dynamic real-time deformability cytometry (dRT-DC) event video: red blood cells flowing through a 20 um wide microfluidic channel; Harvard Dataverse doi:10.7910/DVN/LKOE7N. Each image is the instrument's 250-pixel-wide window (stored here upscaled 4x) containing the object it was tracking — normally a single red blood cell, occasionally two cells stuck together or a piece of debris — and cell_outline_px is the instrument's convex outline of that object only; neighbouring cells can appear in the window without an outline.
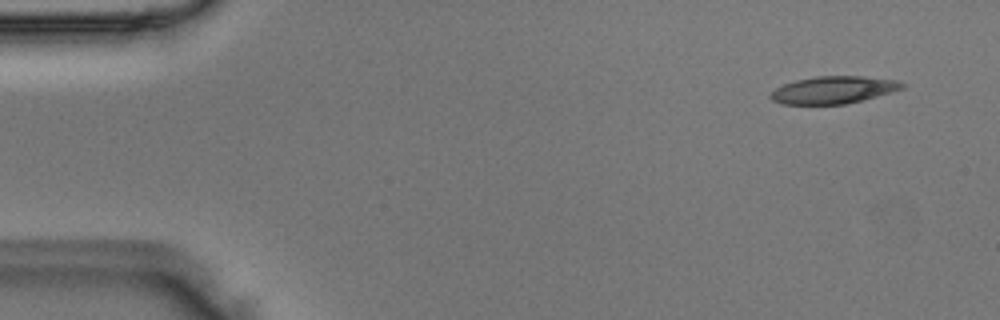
{"species": "Egyptian fruit bat (a non-hibernating species)", "species_latin": "Rousettus aegyptiacus", "temperature_condition": "room temperature", "stored_images_in_passage": 15, "camera_frame_rate_fps": 3000, "um_per_image_px": 0.085, "animal": {"sex": "male"}, "frame": {"image": 1, "passage_image": 3, "time_ms": 0.667, "image_size_px": [1000, 320], "cell_outline_px": [[908, 84], [904, 88], [860, 100], [844, 104], [780, 104], [772, 100], [768, 96], [776, 88], [784, 84], [796, 80], [816, 76], [864, 76], [896, 80]], "centroid_in_image_um": [70.83, 7.63], "position_along_channel_um": 14.2, "area_um2": 20.81}}
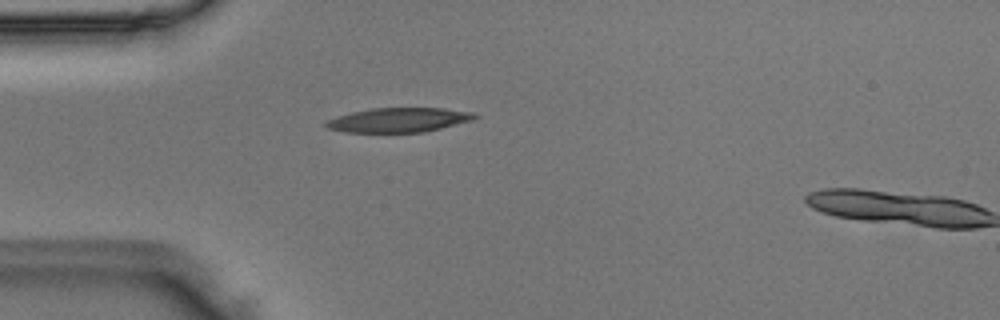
{"frame": {"image": 2, "passage_image": 13, "time_ms": 4.0, "image_size_px": [1000, 320], "cell_outline_px": [[480, 116], [472, 120], [424, 132], [344, 132], [328, 128], [324, 124], [328, 120], [336, 116], [352, 112], [372, 108], [444, 108], [476, 112]], "centroid_in_image_um": [33.92, 10.19], "position_along_channel_um": 51.1, "area_um2": 21.15}}